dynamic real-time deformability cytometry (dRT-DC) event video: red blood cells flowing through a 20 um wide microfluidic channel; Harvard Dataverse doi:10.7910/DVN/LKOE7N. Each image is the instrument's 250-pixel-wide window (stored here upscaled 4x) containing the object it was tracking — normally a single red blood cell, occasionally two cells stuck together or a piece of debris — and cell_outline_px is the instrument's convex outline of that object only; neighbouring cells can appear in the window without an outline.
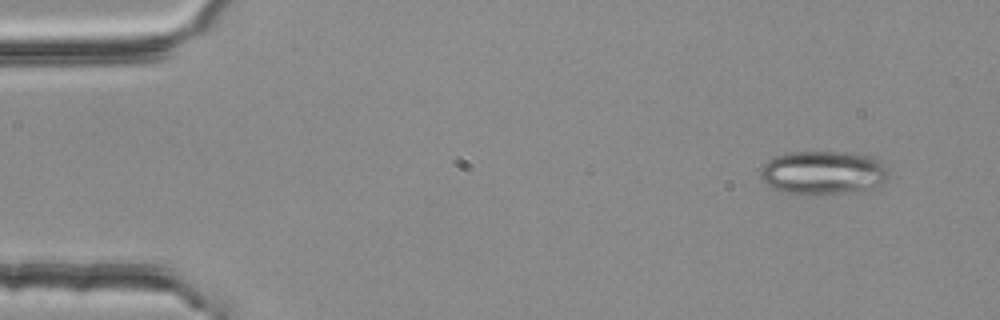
{"species": "common noctule bat (a hibernating species)", "species_latin": "Nyctalus noctula", "temperature_condition": "room temperature", "stored_images_in_passage": 3, "camera_frame_rate_fps": 3000, "um_per_image_px": 0.085, "animal": {"sex": "female", "body_mass_g": 25.1}, "frame": {"image": 1, "passage_image": 1, "time_ms": 0.0, "image_size_px": [1000, 320], "cell_outline_px": [[888, 180], [872, 188], [856, 192], [784, 192], [772, 188], [760, 176], [760, 168], [768, 160], [776, 156], [792, 152], [856, 152], [880, 160], [884, 164], [888, 172]], "centroid_in_image_um": [70.01, 14.64], "position_along_channel_um": 15.0, "area_um2": 32.08}}